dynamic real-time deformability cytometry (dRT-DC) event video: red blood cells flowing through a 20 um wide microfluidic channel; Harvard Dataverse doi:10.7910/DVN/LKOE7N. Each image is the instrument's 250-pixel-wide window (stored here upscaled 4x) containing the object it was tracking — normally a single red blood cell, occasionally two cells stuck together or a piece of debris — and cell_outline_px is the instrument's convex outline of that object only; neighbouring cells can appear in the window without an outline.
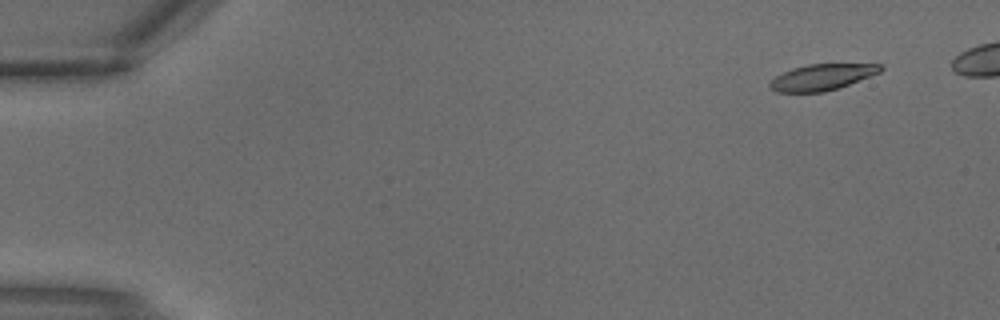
{"species": "common noctule bat (a hibernating species)", "species_latin": "Nyctalus noctula", "temperature_condition": "warm", "stored_images_in_passage": 4, "segment_of_instrument_passage": [2, 2], "camera_frame_rate_fps": 3000, "um_per_image_px": 0.085, "animal": {"sex": "male", "body_mass_g": 18.8}, "frame": {"image": 1, "passage_image": 4, "time_ms": 1.0, "image_size_px": [1000, 320], "cell_outline_px": [[884, 68], [880, 72], [848, 84], [824, 92], [776, 92], [768, 84], [776, 76], [792, 68], [808, 64], [880, 64]], "centroid_in_image_um": [69.85, 6.55], "position_along_channel_um": 15.1, "area_um2": 16.53}}